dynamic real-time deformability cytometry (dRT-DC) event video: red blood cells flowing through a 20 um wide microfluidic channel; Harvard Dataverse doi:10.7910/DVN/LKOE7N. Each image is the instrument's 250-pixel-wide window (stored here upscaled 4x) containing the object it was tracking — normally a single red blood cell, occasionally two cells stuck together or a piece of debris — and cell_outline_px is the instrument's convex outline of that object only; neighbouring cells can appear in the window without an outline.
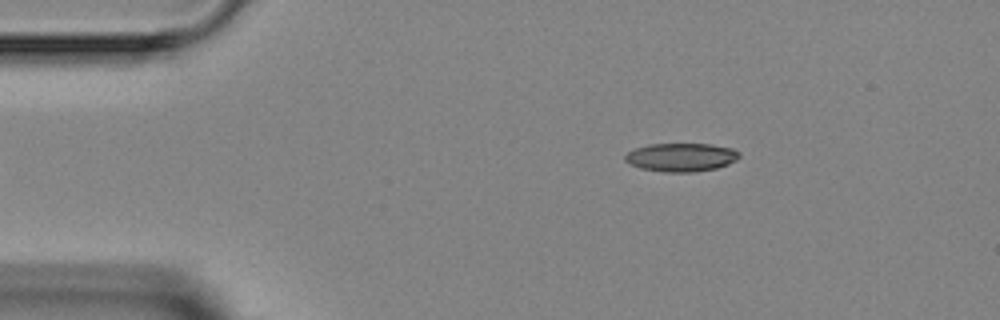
{"species": "Egyptian fruit bat (a non-hibernating species)", "species_latin": "Rousettus aegyptiacus", "temperature_condition": "room temperature", "stored_images_in_passage": 3, "camera_frame_rate_fps": 3000, "um_per_image_px": 0.085, "animal": {"sex": "female"}, "frame": {"image": 1, "passage_image": 3, "time_ms": 3.333, "image_size_px": [1000, 320], "cell_outline_px": [[740, 156], [736, 160], [728, 164], [716, 168], [692, 172], [664, 172], [640, 168], [624, 160], [624, 156], [628, 152], [636, 148], [648, 144], [712, 144], [732, 148], [740, 152]], "centroid_in_image_um": [57.91, 13.36], "position_along_channel_um": 27.1, "area_um2": 18.9}}